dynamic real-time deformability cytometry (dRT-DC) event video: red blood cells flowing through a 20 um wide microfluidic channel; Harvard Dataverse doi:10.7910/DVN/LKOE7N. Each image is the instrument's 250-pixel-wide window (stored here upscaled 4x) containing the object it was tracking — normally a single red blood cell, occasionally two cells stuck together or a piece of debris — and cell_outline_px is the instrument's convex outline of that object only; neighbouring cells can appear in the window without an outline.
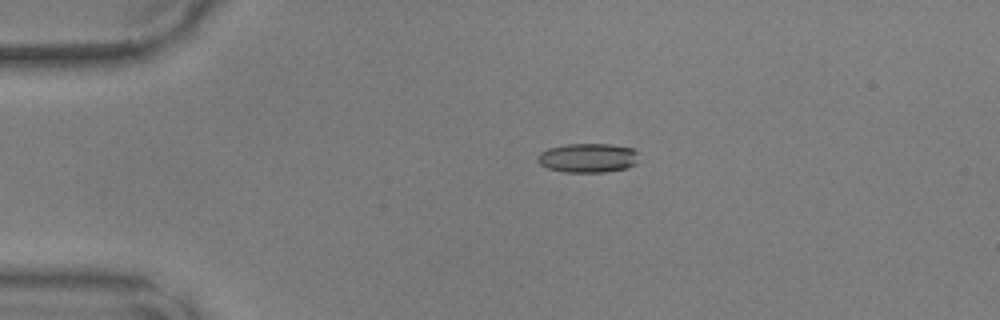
{"species": "common noctule bat (a hibernating species)", "species_latin": "Nyctalus noctula", "temperature_condition": "warm", "stored_images_in_passage": 43, "camera_frame_rate_fps": 3000, "um_per_image_px": 0.085, "animal": {"sex": "male", "body_mass_g": 17.9, "forearm_length_mm": 54.2}, "frame": {"image": 1, "passage_image": 5, "time_ms": 1.333, "image_size_px": [1000, 320], "cell_outline_px": [[636, 164], [628, 168], [604, 172], [564, 172], [548, 168], [540, 164], [536, 160], [536, 156], [540, 152], [548, 148], [564, 144], [612, 144], [632, 148], [636, 152]], "centroid_in_image_um": [49.93, 13.42], "position_along_channel_um": 35.1, "area_um2": 17.34}}
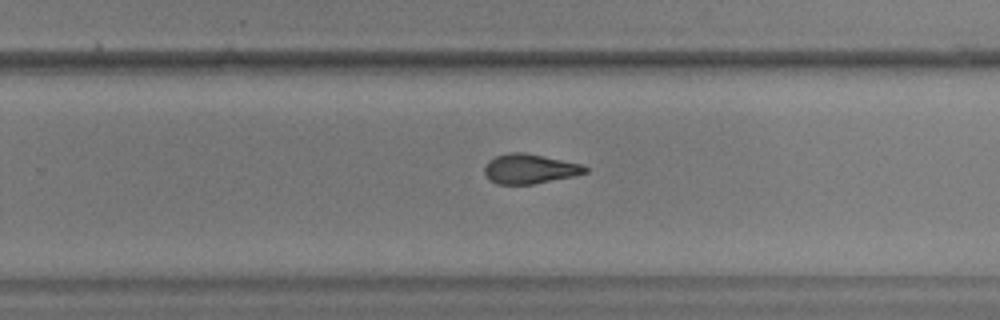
{"frame": {"image": 2, "passage_image": 26, "time_ms": 8.333, "image_size_px": [1000, 320], "cell_outline_px": [[588, 172], [576, 176], [532, 184], [496, 184], [484, 172], [484, 168], [488, 160], [496, 156], [508, 152], [524, 152], [584, 164], [588, 168]], "centroid_in_image_um": [45.07, 14.34], "position_along_channel_um": 284.7, "area_um2": 17.51}}
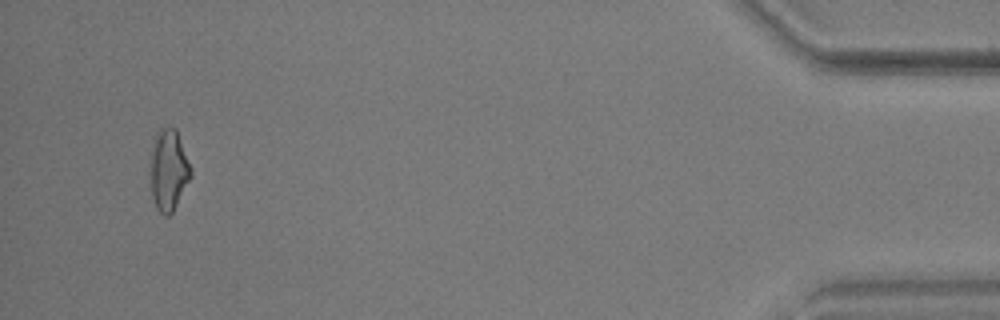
{"frame": {"image": 3, "passage_image": 41, "time_ms": 13.333, "image_size_px": [1000, 320], "cell_outline_px": [[192, 176], [172, 212], [168, 216], [164, 216], [156, 208], [152, 200], [152, 152], [156, 140], [160, 132], [164, 128], [176, 128], [192, 168]], "centroid_in_image_um": [14.38, 14.52], "position_along_channel_um": 420.8, "area_um2": 18.5}}